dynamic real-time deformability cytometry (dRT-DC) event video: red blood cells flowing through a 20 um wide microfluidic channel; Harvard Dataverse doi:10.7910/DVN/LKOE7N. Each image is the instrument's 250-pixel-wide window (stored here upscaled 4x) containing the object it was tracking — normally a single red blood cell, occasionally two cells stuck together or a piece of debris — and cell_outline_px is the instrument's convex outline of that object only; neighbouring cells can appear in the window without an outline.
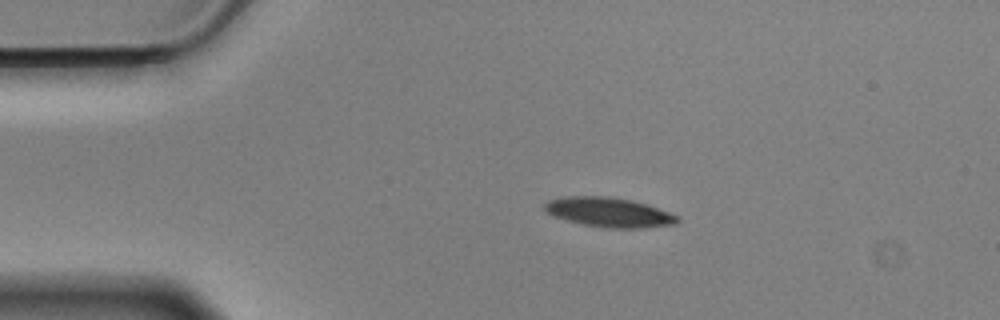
{"species": "Egyptian fruit bat (a non-hibernating species)", "species_latin": "Rousettus aegyptiacus", "temperature_condition": "cold", "stored_images_in_passage": 47, "camera_frame_rate_fps": 3000, "um_per_image_px": 0.085, "animal": {"sex": "male"}, "frame": {"image": 1, "passage_image": 1, "time_ms": 0.0, "image_size_px": [1000, 320], "cell_outline_px": [[680, 220], [676, 224], [640, 228], [608, 228], [584, 224], [552, 216], [544, 208], [544, 204], [548, 200], [564, 196], [608, 196], [632, 200], [680, 216]], "centroid_in_image_um": [51.76, 18.04], "position_along_channel_um": 33.2, "area_um2": 22.72}}
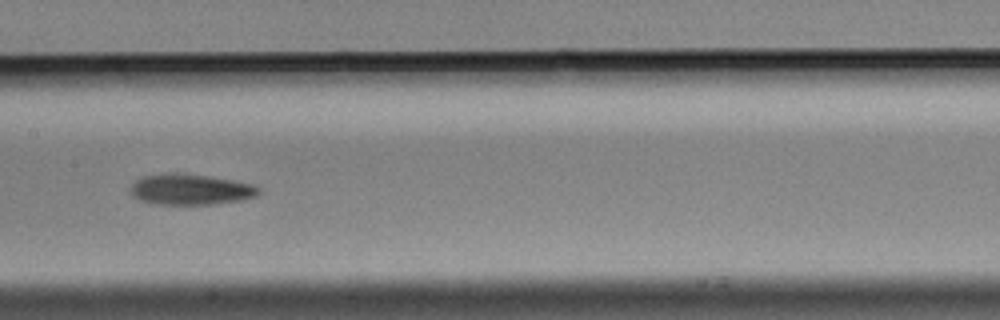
{"frame": {"image": 2, "passage_image": 18, "time_ms": 5.667, "image_size_px": [1000, 320], "cell_outline_px": [[260, 192], [256, 196], [240, 200], [212, 204], [152, 204], [140, 200], [132, 196], [132, 184], [136, 180], [144, 176], [176, 172], [208, 176], [256, 184], [260, 188]], "centroid_in_image_um": [16.22, 16.1], "position_along_channel_um": 191.2, "area_um2": 22.95}}
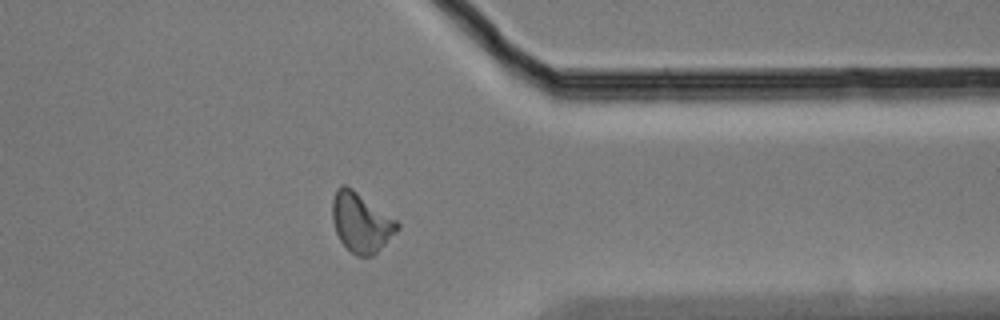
{"frame": {"image": 3, "passage_image": 35, "time_ms": 11.333, "image_size_px": [1000, 320], "cell_outline_px": [[400, 228], [372, 256], [356, 256], [340, 240], [336, 232], [332, 220], [332, 200], [336, 188], [340, 184], [344, 184], [352, 188], [396, 220], [400, 224]], "centroid_in_image_um": [30.66, 18.88], "position_along_channel_um": 380.7, "area_um2": 22.25}, "authors_computed_cell_mechanics": {"area_um2": 22.253, "velocity_mm_per_s": 3.4973, "shape_relaxation_time_tau1_ms": 5.1828, "shape_relaxation_time_tau2_ms": 3.9671, "deformation_change_tau1": 0.1269, "deformation_change_tau2": 0.1187}}